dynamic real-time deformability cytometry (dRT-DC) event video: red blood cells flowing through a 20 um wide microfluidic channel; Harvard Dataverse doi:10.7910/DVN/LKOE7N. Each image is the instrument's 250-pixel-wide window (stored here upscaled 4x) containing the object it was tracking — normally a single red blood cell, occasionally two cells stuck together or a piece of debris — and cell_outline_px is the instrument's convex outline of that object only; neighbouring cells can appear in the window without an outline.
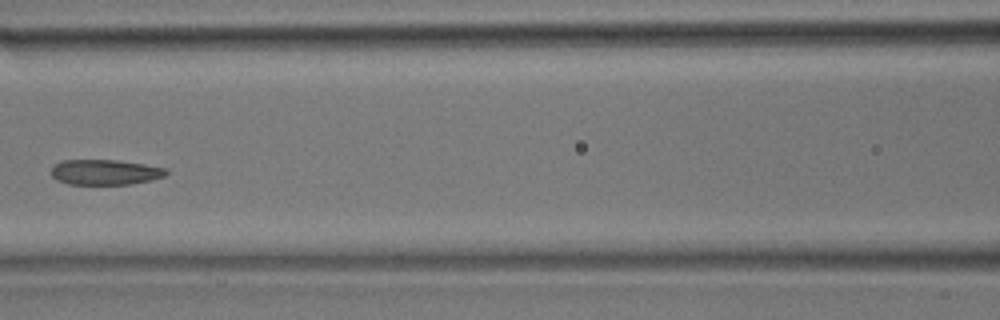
{"species": "common noctule bat (a hibernating species)", "species_latin": "Nyctalus noctula", "temperature_condition": "room temperature", "stored_images_in_passage": 40, "camera_frame_rate_fps": 3000, "um_per_image_px": 0.085, "animal": {"sex": "male", "body_mass_g": 17.9}, "frame": {"image": 1, "passage_image": 18, "time_ms": 5.667, "image_size_px": [1000, 320], "cell_outline_px": [[168, 172], [164, 176], [152, 180], [128, 184], [68, 184], [56, 180], [52, 176], [52, 164], [60, 160], [116, 160], [144, 164], [168, 168]], "centroid_in_image_um": [8.91, 14.63], "position_along_channel_um": 157.7, "area_um2": 17.05}}